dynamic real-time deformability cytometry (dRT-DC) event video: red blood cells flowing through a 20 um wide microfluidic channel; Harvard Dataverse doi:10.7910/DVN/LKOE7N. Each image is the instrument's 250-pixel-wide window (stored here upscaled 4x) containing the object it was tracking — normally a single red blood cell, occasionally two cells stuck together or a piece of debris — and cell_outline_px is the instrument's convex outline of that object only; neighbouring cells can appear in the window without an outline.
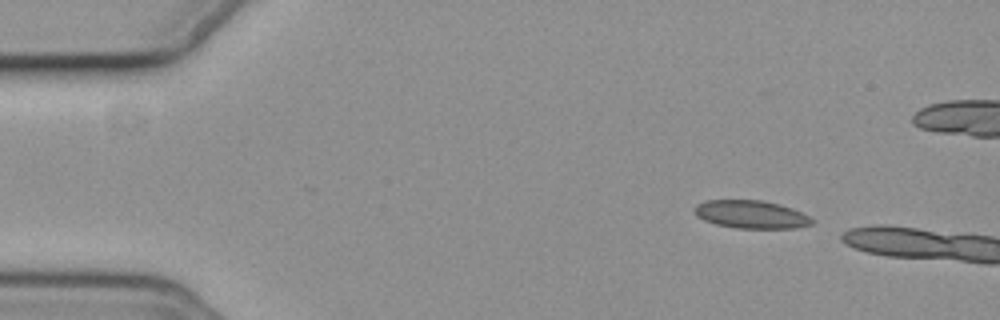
{"species": "common noctule bat (a hibernating species)", "species_latin": "Nyctalus noctula", "temperature_condition": "cold", "stored_images_in_passage": 8, "camera_frame_rate_fps": 3000, "um_per_image_px": 0.085, "animal": {"sex": "female", "body_mass_g": 19.3, "forearm_length_mm": 54.1}, "frame": {"image": 1, "passage_image": 1, "time_ms": 0.0, "image_size_px": [1000, 320], "cell_outline_px": [[816, 220], [812, 224], [796, 228], [736, 228], [716, 224], [704, 220], [696, 216], [692, 208], [696, 204], [704, 200], [764, 200], [780, 204], [792, 208]], "centroid_in_image_um": [63.82, 18.22], "position_along_channel_um": 21.2, "area_um2": 19.36}}